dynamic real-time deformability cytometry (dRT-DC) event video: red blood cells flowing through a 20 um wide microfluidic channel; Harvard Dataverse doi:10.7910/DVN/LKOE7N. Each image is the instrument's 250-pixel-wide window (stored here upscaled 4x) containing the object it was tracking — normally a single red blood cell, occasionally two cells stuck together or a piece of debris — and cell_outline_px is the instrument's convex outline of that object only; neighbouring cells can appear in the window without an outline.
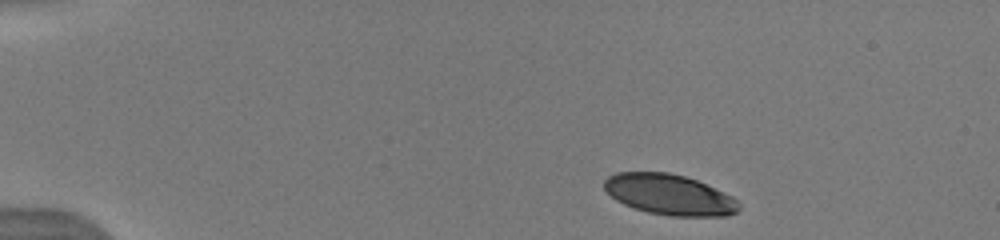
{"species": "human", "species_latin": "Homo sapiens", "temperature_condition": "warm", "stored_images_in_passage": 5, "camera_frame_rate_fps": 3000, "um_per_image_px": 0.085, "donor": {"sex": "male"}, "frame": {"image": 1, "passage_image": 1, "time_ms": 0.0, "image_size_px": [1000, 240], "cell_outline_px": [[740, 208], [736, 212], [728, 216], [672, 216], [648, 212], [624, 204], [616, 200], [604, 188], [604, 180], [608, 176], [616, 172], [668, 172], [684, 176], [696, 180], [732, 196], [740, 204]], "centroid_in_image_um": [56.9, 16.54], "position_along_channel_um": 28.1, "area_um2": 31.67}}
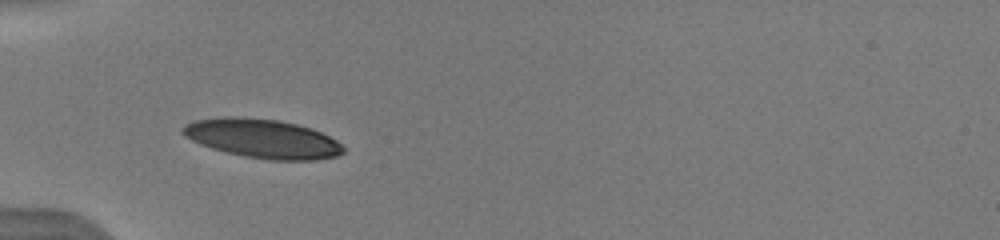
{"frame": {"image": 2, "passage_image": 4, "time_ms": 3.0, "image_size_px": [1000, 240], "cell_outline_px": [[344, 152], [336, 156], [316, 160], [272, 160], [244, 156], [212, 148], [200, 144], [184, 136], [180, 132], [180, 128], [184, 124], [192, 120], [224, 116], [236, 116], [280, 120], [312, 128], [336, 140], [344, 148]], "centroid_in_image_um": [22.27, 11.76], "position_along_channel_um": 62.7, "area_um2": 36.65}}